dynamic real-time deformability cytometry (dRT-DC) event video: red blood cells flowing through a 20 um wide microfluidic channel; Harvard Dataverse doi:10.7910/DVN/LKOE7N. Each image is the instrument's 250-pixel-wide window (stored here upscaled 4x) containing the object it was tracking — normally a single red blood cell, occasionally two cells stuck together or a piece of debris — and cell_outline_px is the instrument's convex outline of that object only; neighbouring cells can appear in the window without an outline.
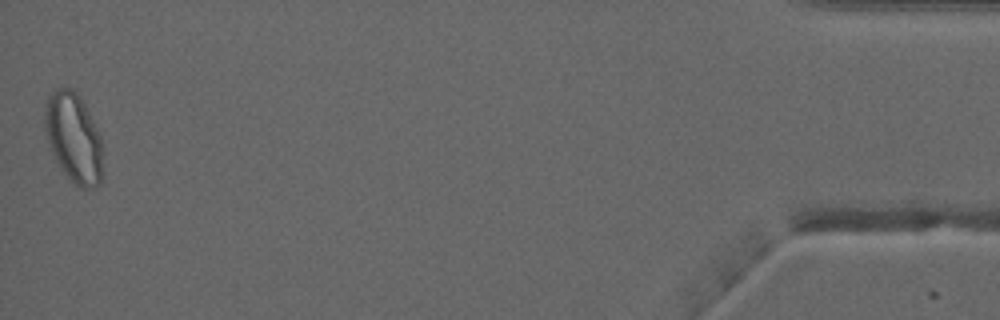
{"species": "common noctule bat (a hibernating species)", "species_latin": "Nyctalus noctula", "temperature_condition": "warm", "stored_images_in_passage": 52, "camera_frame_rate_fps": 3000, "um_per_image_px": 0.085, "animal": {"sex": "male", "forearm_length_mm": 52.5}, "frame": {"image": 1, "passage_image": 52, "time_ms": 17.0, "image_size_px": [1000, 320], "cell_outline_px": [[104, 172], [100, 184], [92, 188], [84, 188], [76, 184], [64, 172], [56, 160], [48, 140], [44, 128], [44, 104], [48, 92], [56, 88], [72, 88], [80, 96], [100, 136]], "centroid_in_image_um": [6.25, 11.68], "position_along_channel_um": 428.9, "area_um2": 30.35}, "authors_computed_cell_mechanics": {"area_um2": 27.0793, "velocity_mm_per_s": 4.0554, "shape_relaxation_time_tau1_ms": null, "shape_relaxation_time_tau2_ms": 0.9518, "deformation_change_tau1": null, "deformation_change_tau2": 0.0702}}